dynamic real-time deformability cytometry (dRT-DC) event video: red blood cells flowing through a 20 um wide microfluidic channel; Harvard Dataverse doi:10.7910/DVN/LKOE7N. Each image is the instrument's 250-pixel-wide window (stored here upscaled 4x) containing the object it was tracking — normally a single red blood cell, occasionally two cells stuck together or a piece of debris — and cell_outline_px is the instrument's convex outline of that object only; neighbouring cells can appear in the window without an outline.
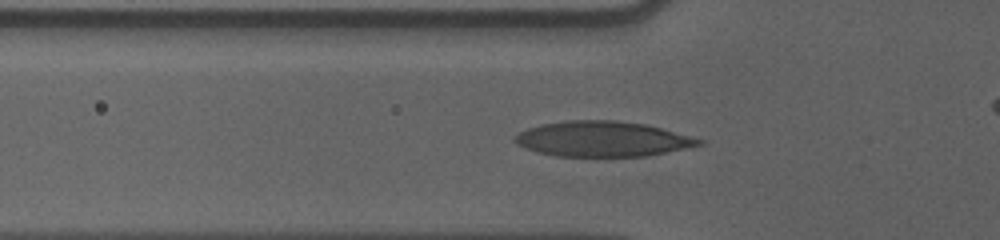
{"species": "human", "species_latin": "Homo sapiens", "temperature_condition": "cold", "stored_images_in_passage": 35, "camera_frame_rate_fps": 3000, "um_per_image_px": 0.085, "donor": {"sex": "male"}, "frame": {"image": 1, "passage_image": 4, "time_ms": 1.0, "image_size_px": [1000, 240], "cell_outline_px": [[704, 144], [648, 156], [556, 156], [536, 152], [524, 148], [516, 144], [512, 140], [520, 132], [528, 128], [540, 124], [564, 120], [616, 120], [644, 124], [660, 128], [704, 140]], "centroid_in_image_um": [51.16, 11.81], "position_along_channel_um": 74.6, "area_um2": 37.8}}
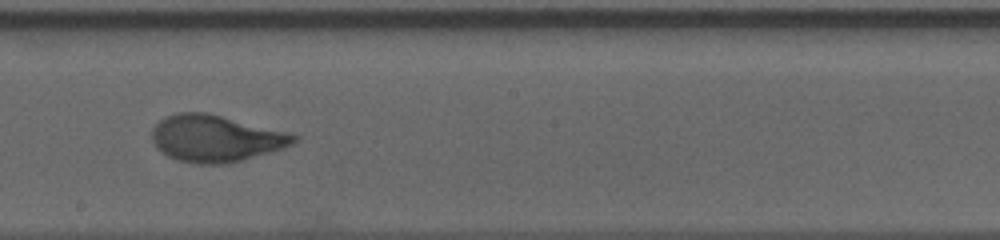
{"frame": {"image": 2, "passage_image": 17, "time_ms": 5.333, "image_size_px": [1000, 240], "cell_outline_px": [[300, 136], [292, 144], [268, 152], [240, 160], [224, 164], [200, 164], [180, 160], [168, 156], [160, 152], [156, 148], [152, 140], [152, 128], [164, 116], [180, 112], [204, 112], [292, 132]], "centroid_in_image_um": [18.31, 11.75], "position_along_channel_um": 229.9, "area_um2": 38.49}}
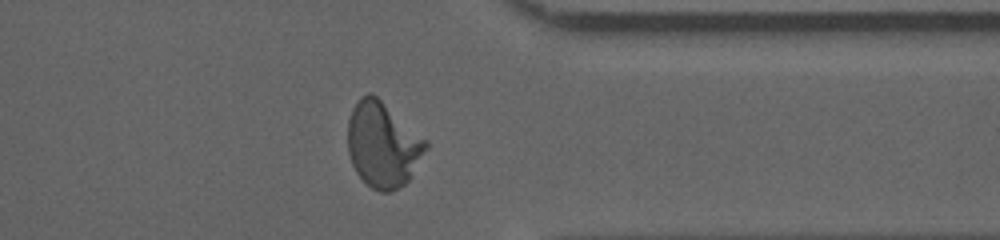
{"frame": {"image": 3, "passage_image": 30, "time_ms": 9.667, "image_size_px": [1000, 240], "cell_outline_px": [[428, 148], [408, 180], [400, 188], [392, 192], [380, 192], [372, 188], [356, 172], [352, 164], [348, 152], [348, 120], [352, 108], [360, 96], [368, 92], [372, 92], [428, 140]], "centroid_in_image_um": [32.54, 12.28], "position_along_channel_um": 378.9, "area_um2": 38.96}}